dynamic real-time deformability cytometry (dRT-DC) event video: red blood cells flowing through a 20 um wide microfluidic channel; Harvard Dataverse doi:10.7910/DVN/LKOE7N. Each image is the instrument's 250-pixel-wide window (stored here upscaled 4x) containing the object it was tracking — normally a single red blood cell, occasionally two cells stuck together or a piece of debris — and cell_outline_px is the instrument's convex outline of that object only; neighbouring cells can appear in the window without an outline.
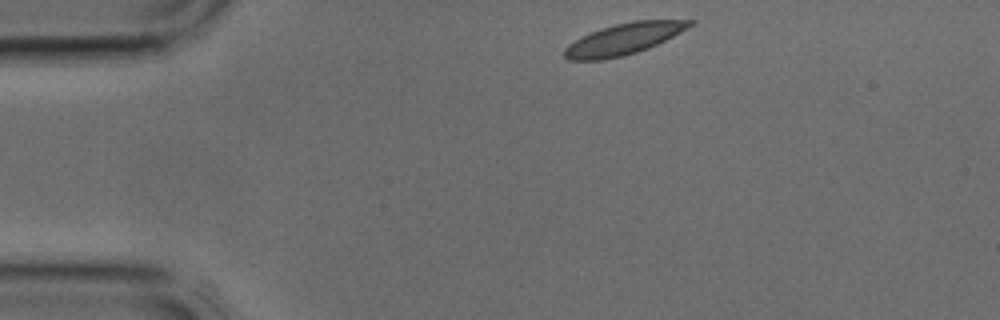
{"species": "common noctule bat (a hibernating species)", "species_latin": "Nyctalus noctula", "temperature_condition": "cold", "stored_images_in_passage": 34, "camera_frame_rate_fps": 3000, "um_per_image_px": 0.085, "animal": {"sex": "male", "body_mass_g": 17.9, "forearm_length_mm": 54.2}, "frame": {"image": 1, "passage_image": 1, "time_ms": 0.0, "image_size_px": [1000, 320], "cell_outline_px": [[696, 24], [648, 48], [624, 56], [600, 60], [568, 60], [564, 56], [564, 48], [568, 44], [592, 32], [616, 24], [632, 20], [696, 20]], "centroid_in_image_um": [53.04, 3.31], "position_along_channel_um": 32.0, "area_um2": 22.54}}
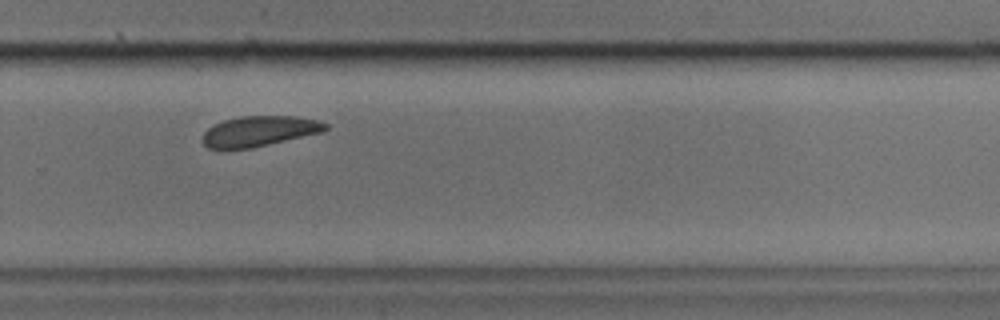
{"frame": {"image": 2, "passage_image": 21, "time_ms": 6.667, "image_size_px": [1000, 320], "cell_outline_px": [[328, 128], [320, 132], [252, 148], [224, 152], [208, 148], [204, 144], [204, 132], [208, 128], [224, 120], [240, 116], [296, 116], [320, 120], [328, 124]], "centroid_in_image_um": [21.99, 11.18], "position_along_channel_um": 307.8, "area_um2": 22.02}}
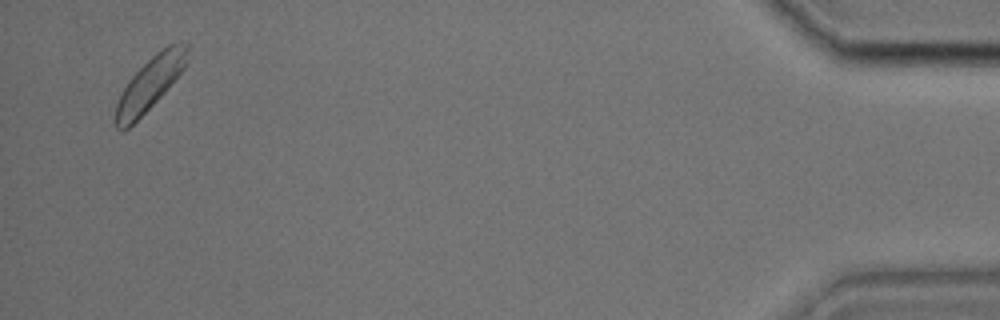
{"frame": {"image": 3, "passage_image": 33, "time_ms": 10.667, "image_size_px": [1000, 320], "cell_outline_px": [[188, 60], [184, 68], [164, 92], [128, 128], [120, 132], [116, 128], [116, 104], [128, 80], [156, 52], [168, 44], [176, 40], [180, 40], [188, 44]], "centroid_in_image_um": [12.78, 7.04], "position_along_channel_um": 422.4, "area_um2": 21.79}}